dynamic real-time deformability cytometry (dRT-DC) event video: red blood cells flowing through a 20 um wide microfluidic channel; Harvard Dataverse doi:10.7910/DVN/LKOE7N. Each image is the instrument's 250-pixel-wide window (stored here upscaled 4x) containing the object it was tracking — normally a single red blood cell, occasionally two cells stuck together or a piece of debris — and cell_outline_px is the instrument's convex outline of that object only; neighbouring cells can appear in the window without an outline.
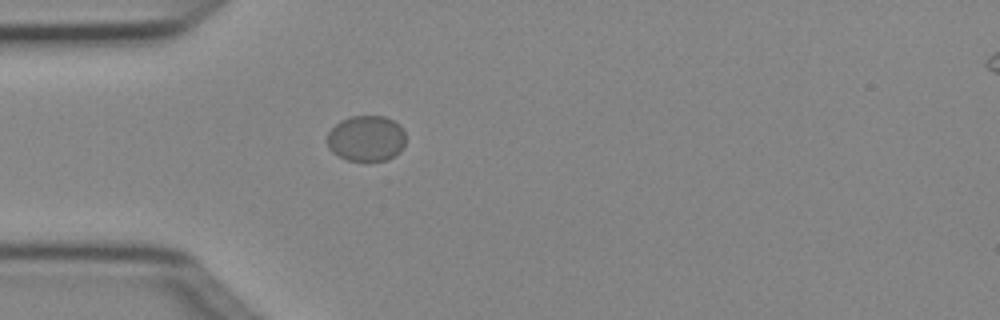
{"species": "Egyptian fruit bat (a non-hibernating species)", "species_latin": "Rousettus aegyptiacus", "temperature_condition": "cold", "stored_images_in_passage": 1, "camera_frame_rate_fps": 3000, "um_per_image_px": 0.085, "animal": {"sex": "female"}, "frame": {"image": 1, "passage_image": 1, "time_ms": 0.0, "image_size_px": [1000, 320], "cell_outline_px": [[404, 144], [400, 152], [388, 160], [348, 160], [332, 152], [328, 148], [328, 132], [340, 120], [348, 116], [384, 116], [392, 120], [404, 132]], "centroid_in_image_um": [31.11, 11.76], "position_along_channel_um": 53.9, "area_um2": 20.75}}